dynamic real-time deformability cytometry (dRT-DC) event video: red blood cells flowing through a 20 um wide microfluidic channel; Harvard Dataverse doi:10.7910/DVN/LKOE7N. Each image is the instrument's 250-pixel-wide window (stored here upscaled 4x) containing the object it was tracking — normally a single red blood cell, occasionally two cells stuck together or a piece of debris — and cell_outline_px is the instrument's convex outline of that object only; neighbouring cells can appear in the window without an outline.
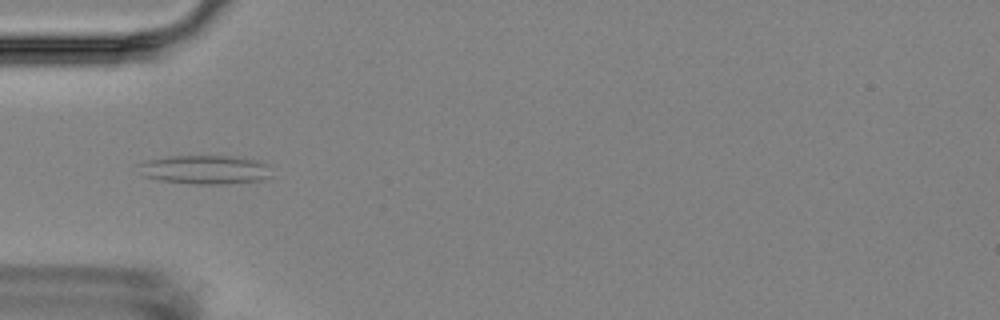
{"species": "Egyptian fruit bat (a non-hibernating species)", "species_latin": "Rousettus aegyptiacus", "temperature_condition": "room temperature", "stored_images_in_passage": 4, "camera_frame_rate_fps": 3000, "um_per_image_px": 0.085, "animal": {"sex": "female"}, "frame": {"image": 1, "passage_image": 3, "time_ms": 3.333, "image_size_px": [1000, 320], "cell_outline_px": [[272, 176], [264, 180], [224, 184], [192, 184], [160, 180], [140, 176], [140, 164], [148, 160], [172, 156], [224, 156], [256, 160], [264, 164]], "centroid_in_image_um": [17.39, 14.44], "position_along_channel_um": 67.6, "area_um2": 22.14}}